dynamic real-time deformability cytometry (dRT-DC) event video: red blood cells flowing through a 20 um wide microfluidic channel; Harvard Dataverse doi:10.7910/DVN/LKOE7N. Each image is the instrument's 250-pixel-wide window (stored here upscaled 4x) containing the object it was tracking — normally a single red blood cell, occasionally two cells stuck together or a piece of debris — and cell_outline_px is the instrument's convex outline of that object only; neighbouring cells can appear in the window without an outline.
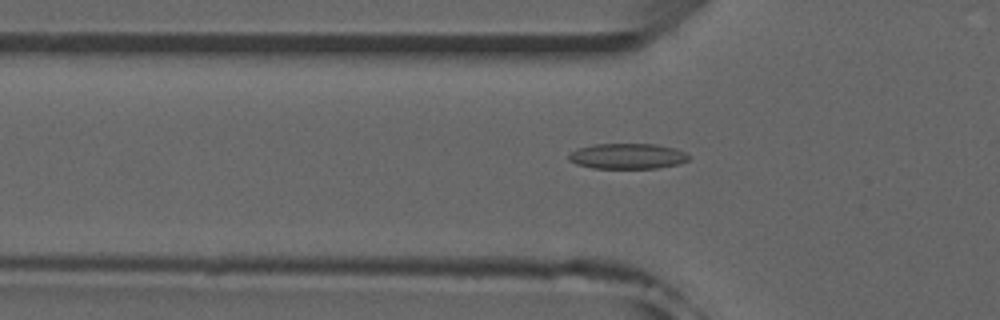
{"species": "common noctule bat (a hibernating species)", "species_latin": "Nyctalus noctula", "temperature_condition": "room temperature", "stored_images_in_passage": 49, "camera_frame_rate_fps": 3000, "um_per_image_px": 0.085, "animal": {"sex": "male", "forearm_length_mm": 52.5}, "frame": {"image": 1, "passage_image": 17, "time_ms": 5.333, "image_size_px": [1000, 320], "cell_outline_px": [[692, 156], [688, 160], [680, 164], [656, 168], [592, 168], [576, 164], [568, 160], [568, 156], [576, 148], [596, 144], [656, 144], [676, 148]], "centroid_in_image_um": [53.36, 13.27], "position_along_channel_um": 72.4, "area_um2": 17.98}}
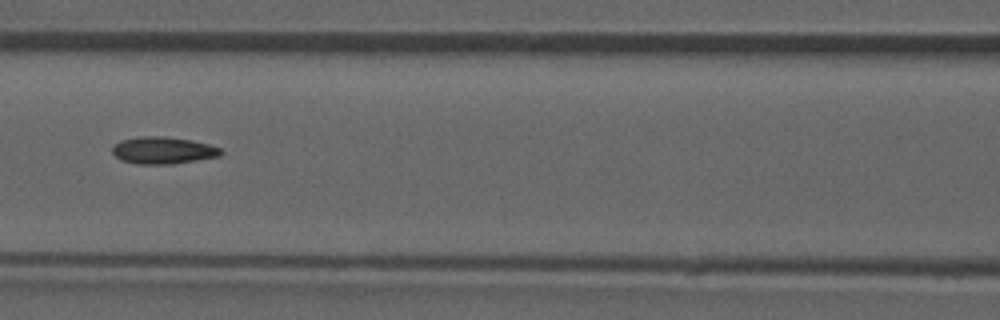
{"frame": {"image": 2, "passage_image": 23, "time_ms": 7.333, "image_size_px": [1000, 320], "cell_outline_px": [[224, 152], [220, 156], [172, 164], [136, 164], [120, 160], [112, 152], [112, 144], [120, 140], [140, 136], [164, 136], [192, 140], [208, 144], [220, 148]], "centroid_in_image_um": [13.83, 12.77], "position_along_channel_um": 152.8, "area_um2": 17.28}}
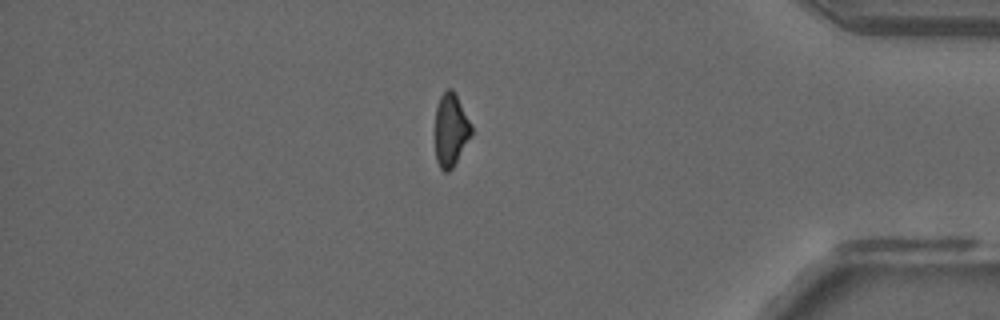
{"frame": {"image": 3, "passage_image": 44, "time_ms": 14.333, "image_size_px": [1000, 320], "cell_outline_px": [[472, 132], [452, 168], [448, 172], [444, 172], [440, 168], [436, 160], [436, 108], [440, 96], [448, 88], [452, 88], [472, 124]], "centroid_in_image_um": [38.31, 11.03], "position_along_channel_um": 396.9, "area_um2": 15.09}}